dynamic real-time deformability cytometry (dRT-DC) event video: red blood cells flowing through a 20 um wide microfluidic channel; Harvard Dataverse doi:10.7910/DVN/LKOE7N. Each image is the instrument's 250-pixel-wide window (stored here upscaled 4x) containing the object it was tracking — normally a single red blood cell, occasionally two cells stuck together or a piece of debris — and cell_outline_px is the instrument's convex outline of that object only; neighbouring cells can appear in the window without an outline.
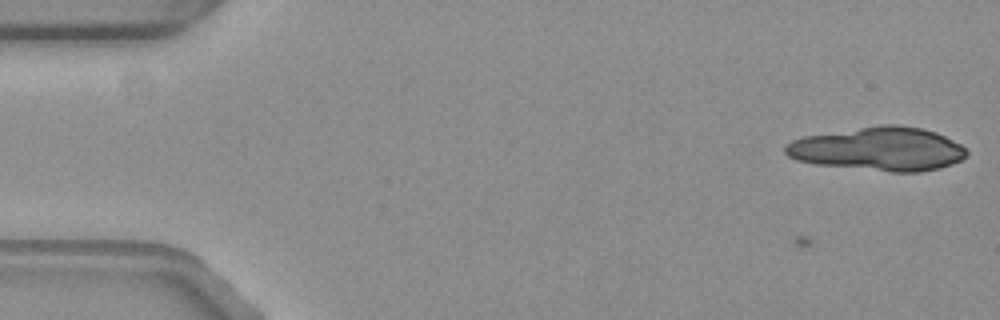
{"species": "common noctule bat (a hibernating species)", "species_latin": "Nyctalus noctula", "temperature_condition": "warm", "stored_images_in_passage": 4, "camera_frame_rate_fps": 3000, "um_per_image_px": 0.085, "animal": {"sex": "female", "body_mass_g": 19.3, "forearm_length_mm": 54.1}, "frame": {"image": 1, "passage_image": 1, "time_ms": 0.0, "image_size_px": [1000, 320], "cell_outline_px": [[964, 152], [956, 160], [944, 164], [928, 168], [888, 168], [876, 128], [908, 128], [928, 132], [940, 136], [948, 140], [960, 148]], "centroid_in_image_um": [77.86, 12.63], "position_along_channel_um": 7.1, "area_um2": 18.84}}